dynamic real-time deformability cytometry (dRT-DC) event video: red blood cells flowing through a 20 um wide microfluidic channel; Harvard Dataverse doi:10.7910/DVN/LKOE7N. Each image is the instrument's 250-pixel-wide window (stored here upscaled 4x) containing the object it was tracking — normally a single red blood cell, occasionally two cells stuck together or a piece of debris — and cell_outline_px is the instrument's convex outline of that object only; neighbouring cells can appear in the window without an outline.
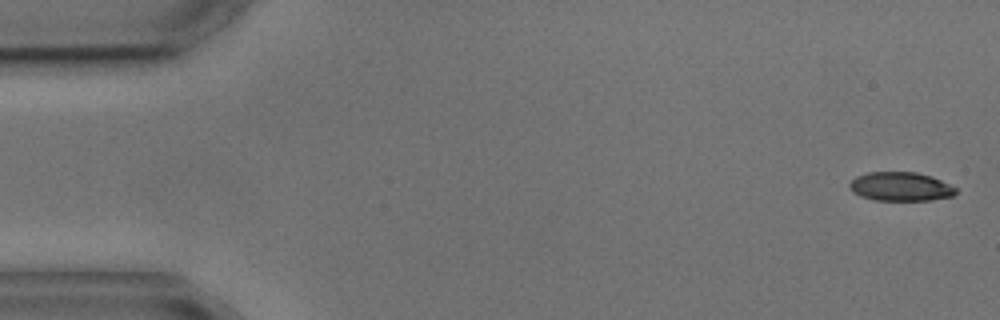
{"species": "common noctule bat (a hibernating species)", "species_latin": "Nyctalus noctula", "temperature_condition": "cold", "stored_images_in_passage": 5, "camera_frame_rate_fps": 3000, "um_per_image_px": 0.085, "animal": {"sex": "male", "body_mass_g": 17.9, "forearm_length_mm": 54.2}, "frame": {"image": 1, "passage_image": 1, "time_ms": 0.0, "image_size_px": [1000, 320], "cell_outline_px": [[956, 192], [952, 196], [932, 200], [872, 200], [860, 196], [852, 192], [848, 188], [848, 184], [856, 176], [868, 172], [916, 172], [932, 176], [956, 188]], "centroid_in_image_um": [76.5, 15.86], "position_along_channel_um": 8.5, "area_um2": 17.98}}
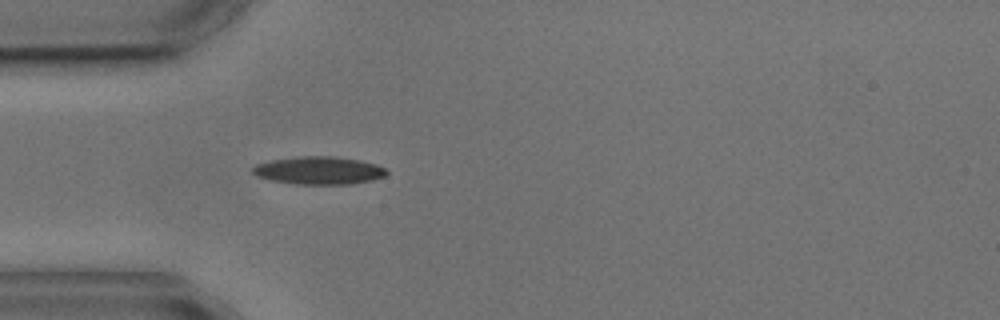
{"frame": {"image": 2, "passage_image": 5, "time_ms": 4.667, "image_size_px": [1000, 320], "cell_outline_px": [[388, 172], [384, 176], [372, 180], [352, 184], [296, 184], [268, 180], [256, 176], [252, 172], [252, 168], [256, 164], [272, 160], [296, 156], [332, 156], [360, 160], [376, 164], [384, 168]], "centroid_in_image_um": [27.08, 14.49], "position_along_channel_um": 57.9, "area_um2": 21.79}}